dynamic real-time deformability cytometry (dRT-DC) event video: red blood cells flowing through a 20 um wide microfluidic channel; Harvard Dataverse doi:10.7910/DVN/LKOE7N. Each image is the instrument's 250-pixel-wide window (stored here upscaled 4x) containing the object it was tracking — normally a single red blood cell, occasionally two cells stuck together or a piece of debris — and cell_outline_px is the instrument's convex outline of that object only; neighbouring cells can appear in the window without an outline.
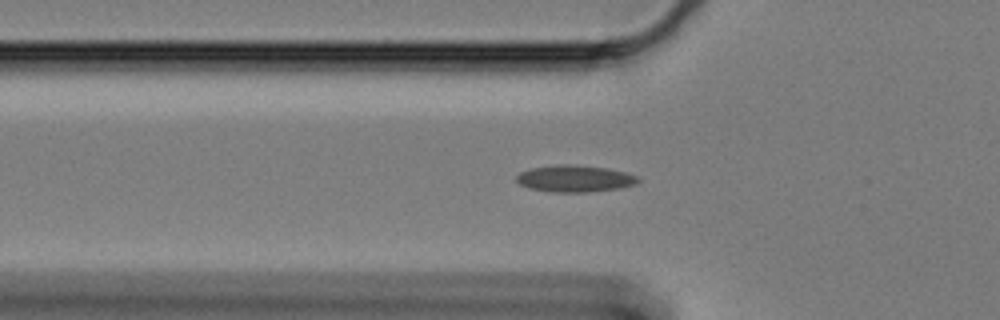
{"species": "Egyptian fruit bat (a non-hibernating species)", "species_latin": "Rousettus aegyptiacus", "temperature_condition": "cold", "stored_images_in_passage": 44, "camera_frame_rate_fps": 3000, "um_per_image_px": 0.085, "animal": {"sex": "female"}, "frame": {"image": 1, "passage_image": 8, "time_ms": 2.333, "image_size_px": [1000, 320], "cell_outline_px": [[640, 180], [636, 184], [620, 188], [588, 192], [552, 192], [528, 188], [520, 184], [516, 180], [516, 176], [520, 172], [532, 168], [560, 164], [568, 164], [608, 168], [624, 172], [636, 176]], "centroid_in_image_um": [48.85, 15.18], "position_along_channel_um": 77.0, "area_um2": 18.9}}
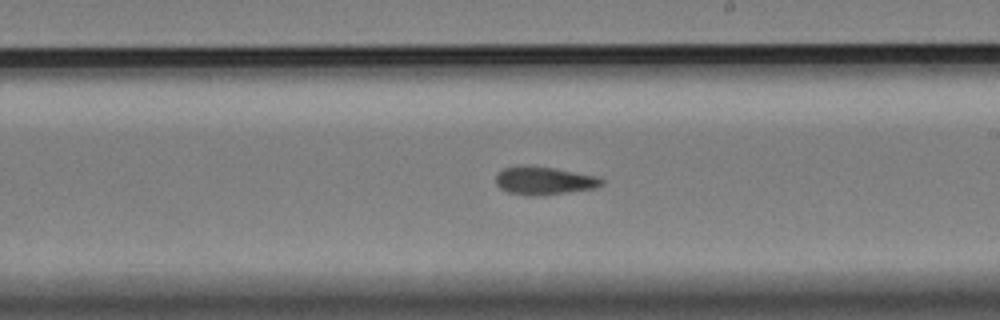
{"frame": {"image": 2, "passage_image": 23, "time_ms": 7.333, "image_size_px": [1000, 320], "cell_outline_px": [[604, 180], [596, 188], [536, 196], [528, 196], [508, 192], [500, 188], [496, 184], [496, 172], [504, 168], [520, 164], [524, 164], [556, 168], [596, 176]], "centroid_in_image_um": [46.18, 15.33], "position_along_channel_um": 242.8, "area_um2": 17.46}}
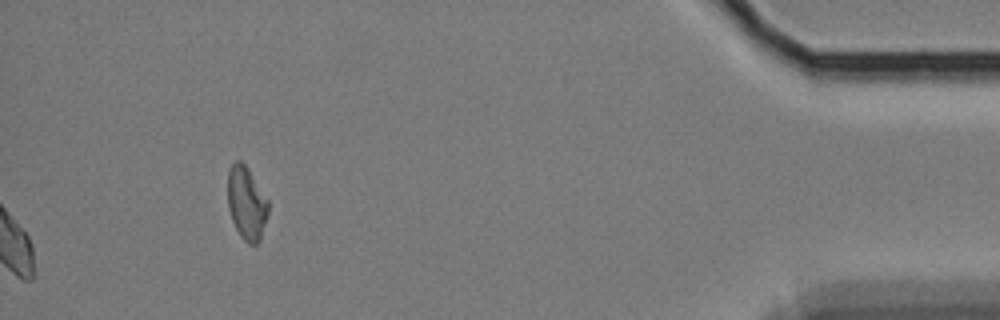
{"frame": {"image": 3, "passage_image": 44, "time_ms": 14.333, "image_size_px": [1000, 320], "cell_outline_px": [[268, 216], [260, 240], [256, 244], [248, 244], [240, 236], [232, 220], [228, 208], [228, 172], [232, 164], [236, 160], [240, 160], [248, 168], [268, 200]], "centroid_in_image_um": [20.96, 17.28], "position_along_channel_um": 414.2, "area_um2": 17.28}, "authors_computed_cell_mechanics": {"area_um2": 17.5423, "velocity_mm_per_s": 3.2941, "shape_relaxation_time_tau1_ms": null, "shape_relaxation_time_tau2_ms": 3.2469, "deformation_change_tau1": null, "deformation_change_tau2": 0.0932}}